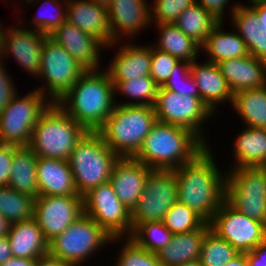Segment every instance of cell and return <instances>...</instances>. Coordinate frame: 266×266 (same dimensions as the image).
Wrapping results in <instances>:
<instances>
[{
    "label": "cell",
    "instance_id": "6da1fadb",
    "mask_svg": "<svg viewBox=\"0 0 266 266\" xmlns=\"http://www.w3.org/2000/svg\"><path fill=\"white\" fill-rule=\"evenodd\" d=\"M211 150L207 145L192 160L175 169L178 201L207 223L225 200L227 180L226 173L221 172L215 163Z\"/></svg>",
    "mask_w": 266,
    "mask_h": 266
},
{
    "label": "cell",
    "instance_id": "7a4b0ae2",
    "mask_svg": "<svg viewBox=\"0 0 266 266\" xmlns=\"http://www.w3.org/2000/svg\"><path fill=\"white\" fill-rule=\"evenodd\" d=\"M57 104L87 131H97L116 105L107 70H87Z\"/></svg>",
    "mask_w": 266,
    "mask_h": 266
},
{
    "label": "cell",
    "instance_id": "3957f363",
    "mask_svg": "<svg viewBox=\"0 0 266 266\" xmlns=\"http://www.w3.org/2000/svg\"><path fill=\"white\" fill-rule=\"evenodd\" d=\"M206 146L191 130L157 121L133 158L151 169L175 170Z\"/></svg>",
    "mask_w": 266,
    "mask_h": 266
},
{
    "label": "cell",
    "instance_id": "277c9868",
    "mask_svg": "<svg viewBox=\"0 0 266 266\" xmlns=\"http://www.w3.org/2000/svg\"><path fill=\"white\" fill-rule=\"evenodd\" d=\"M156 122L152 106L116 104L97 132L118 157L133 158Z\"/></svg>",
    "mask_w": 266,
    "mask_h": 266
},
{
    "label": "cell",
    "instance_id": "5b68a950",
    "mask_svg": "<svg viewBox=\"0 0 266 266\" xmlns=\"http://www.w3.org/2000/svg\"><path fill=\"white\" fill-rule=\"evenodd\" d=\"M86 132L57 103H51L34 126L29 147L38 157L68 161Z\"/></svg>",
    "mask_w": 266,
    "mask_h": 266
},
{
    "label": "cell",
    "instance_id": "8992f818",
    "mask_svg": "<svg viewBox=\"0 0 266 266\" xmlns=\"http://www.w3.org/2000/svg\"><path fill=\"white\" fill-rule=\"evenodd\" d=\"M118 156L97 131H87L72 150L68 163L79 195L110 181Z\"/></svg>",
    "mask_w": 266,
    "mask_h": 266
},
{
    "label": "cell",
    "instance_id": "52a82bcc",
    "mask_svg": "<svg viewBox=\"0 0 266 266\" xmlns=\"http://www.w3.org/2000/svg\"><path fill=\"white\" fill-rule=\"evenodd\" d=\"M122 240L112 238L91 217L82 214L61 235L48 242L47 255L71 266H82L81 263L104 245Z\"/></svg>",
    "mask_w": 266,
    "mask_h": 266
},
{
    "label": "cell",
    "instance_id": "ba28073f",
    "mask_svg": "<svg viewBox=\"0 0 266 266\" xmlns=\"http://www.w3.org/2000/svg\"><path fill=\"white\" fill-rule=\"evenodd\" d=\"M17 93L0 112V144L13 147L29 146L33 128L51 104L41 91ZM46 99V100H45Z\"/></svg>",
    "mask_w": 266,
    "mask_h": 266
},
{
    "label": "cell",
    "instance_id": "9c48e42d",
    "mask_svg": "<svg viewBox=\"0 0 266 266\" xmlns=\"http://www.w3.org/2000/svg\"><path fill=\"white\" fill-rule=\"evenodd\" d=\"M86 71L87 69L59 43L47 35L41 55V71L38 76L46 80L47 83L44 84L47 85V90L43 85L36 90L41 91L47 99L50 96L51 103H57Z\"/></svg>",
    "mask_w": 266,
    "mask_h": 266
},
{
    "label": "cell",
    "instance_id": "30bf717a",
    "mask_svg": "<svg viewBox=\"0 0 266 266\" xmlns=\"http://www.w3.org/2000/svg\"><path fill=\"white\" fill-rule=\"evenodd\" d=\"M225 200L249 218H266V172L262 167L226 170Z\"/></svg>",
    "mask_w": 266,
    "mask_h": 266
},
{
    "label": "cell",
    "instance_id": "8fae6325",
    "mask_svg": "<svg viewBox=\"0 0 266 266\" xmlns=\"http://www.w3.org/2000/svg\"><path fill=\"white\" fill-rule=\"evenodd\" d=\"M178 201L175 170L153 169L147 177L143 193L131 212L132 225L163 222L166 213Z\"/></svg>",
    "mask_w": 266,
    "mask_h": 266
},
{
    "label": "cell",
    "instance_id": "7c38bea8",
    "mask_svg": "<svg viewBox=\"0 0 266 266\" xmlns=\"http://www.w3.org/2000/svg\"><path fill=\"white\" fill-rule=\"evenodd\" d=\"M155 114L158 122L177 125L191 130L206 145L203 130L204 121L213 117L214 113L202 101L200 97L180 96L178 93L169 91L162 86L159 87L156 103L154 104ZM203 132V133H202ZM204 135V136H203Z\"/></svg>",
    "mask_w": 266,
    "mask_h": 266
},
{
    "label": "cell",
    "instance_id": "4fadbf2b",
    "mask_svg": "<svg viewBox=\"0 0 266 266\" xmlns=\"http://www.w3.org/2000/svg\"><path fill=\"white\" fill-rule=\"evenodd\" d=\"M83 206L84 214L91 217L112 238L130 236L131 212L120 201L110 182L96 186L86 193L83 196Z\"/></svg>",
    "mask_w": 266,
    "mask_h": 266
},
{
    "label": "cell",
    "instance_id": "5bb4252c",
    "mask_svg": "<svg viewBox=\"0 0 266 266\" xmlns=\"http://www.w3.org/2000/svg\"><path fill=\"white\" fill-rule=\"evenodd\" d=\"M211 231L239 253L250 252L264 241L263 223L239 212L226 200L209 222Z\"/></svg>",
    "mask_w": 266,
    "mask_h": 266
},
{
    "label": "cell",
    "instance_id": "9a60e30c",
    "mask_svg": "<svg viewBox=\"0 0 266 266\" xmlns=\"http://www.w3.org/2000/svg\"><path fill=\"white\" fill-rule=\"evenodd\" d=\"M82 214L81 195L37 196L34 201V218L48 242L61 235Z\"/></svg>",
    "mask_w": 266,
    "mask_h": 266
},
{
    "label": "cell",
    "instance_id": "2e32d148",
    "mask_svg": "<svg viewBox=\"0 0 266 266\" xmlns=\"http://www.w3.org/2000/svg\"><path fill=\"white\" fill-rule=\"evenodd\" d=\"M23 27L19 24V27L11 26L5 31L1 60L11 54L22 69L24 68L32 76L38 77L47 35L31 29V27L26 29V25Z\"/></svg>",
    "mask_w": 266,
    "mask_h": 266
},
{
    "label": "cell",
    "instance_id": "e0dca14e",
    "mask_svg": "<svg viewBox=\"0 0 266 266\" xmlns=\"http://www.w3.org/2000/svg\"><path fill=\"white\" fill-rule=\"evenodd\" d=\"M150 7L146 0H111L107 12L112 40L120 43L124 36L131 40L151 25Z\"/></svg>",
    "mask_w": 266,
    "mask_h": 266
},
{
    "label": "cell",
    "instance_id": "ac0fdd59",
    "mask_svg": "<svg viewBox=\"0 0 266 266\" xmlns=\"http://www.w3.org/2000/svg\"><path fill=\"white\" fill-rule=\"evenodd\" d=\"M152 170L131 157H119L114 163L109 182L120 201L130 212L137 206L148 174Z\"/></svg>",
    "mask_w": 266,
    "mask_h": 266
},
{
    "label": "cell",
    "instance_id": "d6986e66",
    "mask_svg": "<svg viewBox=\"0 0 266 266\" xmlns=\"http://www.w3.org/2000/svg\"><path fill=\"white\" fill-rule=\"evenodd\" d=\"M66 21L97 38L108 49L119 45L112 40L107 8L91 0H68Z\"/></svg>",
    "mask_w": 266,
    "mask_h": 266
},
{
    "label": "cell",
    "instance_id": "ffe728a7",
    "mask_svg": "<svg viewBox=\"0 0 266 266\" xmlns=\"http://www.w3.org/2000/svg\"><path fill=\"white\" fill-rule=\"evenodd\" d=\"M59 43L77 62L87 70H98L101 64V49L105 46L95 37L86 34L78 27L63 22L50 35Z\"/></svg>",
    "mask_w": 266,
    "mask_h": 266
},
{
    "label": "cell",
    "instance_id": "44dd1931",
    "mask_svg": "<svg viewBox=\"0 0 266 266\" xmlns=\"http://www.w3.org/2000/svg\"><path fill=\"white\" fill-rule=\"evenodd\" d=\"M131 42L129 44L126 42L127 44L124 43L118 48V52L106 68L112 82L150 76L152 46H142V44L138 46L135 42L132 44Z\"/></svg>",
    "mask_w": 266,
    "mask_h": 266
},
{
    "label": "cell",
    "instance_id": "7402d4cb",
    "mask_svg": "<svg viewBox=\"0 0 266 266\" xmlns=\"http://www.w3.org/2000/svg\"><path fill=\"white\" fill-rule=\"evenodd\" d=\"M190 70L198 87L199 97L213 113H216L219 104L227 101L232 104L234 93L216 63H197V60H194Z\"/></svg>",
    "mask_w": 266,
    "mask_h": 266
},
{
    "label": "cell",
    "instance_id": "603a6c76",
    "mask_svg": "<svg viewBox=\"0 0 266 266\" xmlns=\"http://www.w3.org/2000/svg\"><path fill=\"white\" fill-rule=\"evenodd\" d=\"M217 66L233 93L266 85V62L250 54L221 61Z\"/></svg>",
    "mask_w": 266,
    "mask_h": 266
},
{
    "label": "cell",
    "instance_id": "cb8c5ba5",
    "mask_svg": "<svg viewBox=\"0 0 266 266\" xmlns=\"http://www.w3.org/2000/svg\"><path fill=\"white\" fill-rule=\"evenodd\" d=\"M38 196L79 195L68 161L38 157Z\"/></svg>",
    "mask_w": 266,
    "mask_h": 266
},
{
    "label": "cell",
    "instance_id": "d4e9b609",
    "mask_svg": "<svg viewBox=\"0 0 266 266\" xmlns=\"http://www.w3.org/2000/svg\"><path fill=\"white\" fill-rule=\"evenodd\" d=\"M7 237L13 257L37 260L48 254V241L34 217L12 223Z\"/></svg>",
    "mask_w": 266,
    "mask_h": 266
},
{
    "label": "cell",
    "instance_id": "484cf974",
    "mask_svg": "<svg viewBox=\"0 0 266 266\" xmlns=\"http://www.w3.org/2000/svg\"><path fill=\"white\" fill-rule=\"evenodd\" d=\"M210 230V224L206 222L197 230L173 234L171 241L156 253L159 262L163 266H178L198 260L203 240Z\"/></svg>",
    "mask_w": 266,
    "mask_h": 266
},
{
    "label": "cell",
    "instance_id": "4316f807",
    "mask_svg": "<svg viewBox=\"0 0 266 266\" xmlns=\"http://www.w3.org/2000/svg\"><path fill=\"white\" fill-rule=\"evenodd\" d=\"M233 142L235 161L231 169L263 167L266 164V129L246 126Z\"/></svg>",
    "mask_w": 266,
    "mask_h": 266
},
{
    "label": "cell",
    "instance_id": "83f0119b",
    "mask_svg": "<svg viewBox=\"0 0 266 266\" xmlns=\"http://www.w3.org/2000/svg\"><path fill=\"white\" fill-rule=\"evenodd\" d=\"M37 160L38 156L29 146L14 147L8 186L36 198L38 196Z\"/></svg>",
    "mask_w": 266,
    "mask_h": 266
},
{
    "label": "cell",
    "instance_id": "f1b7e54d",
    "mask_svg": "<svg viewBox=\"0 0 266 266\" xmlns=\"http://www.w3.org/2000/svg\"><path fill=\"white\" fill-rule=\"evenodd\" d=\"M223 24L224 22L220 21L201 46V51L207 52V61L216 64L227 59L244 57L249 54L245 42L237 32H225Z\"/></svg>",
    "mask_w": 266,
    "mask_h": 266
},
{
    "label": "cell",
    "instance_id": "f546056e",
    "mask_svg": "<svg viewBox=\"0 0 266 266\" xmlns=\"http://www.w3.org/2000/svg\"><path fill=\"white\" fill-rule=\"evenodd\" d=\"M156 26L159 29L157 45H153L156 49L167 52L180 61L192 63L198 59L201 46L185 35L174 23H162Z\"/></svg>",
    "mask_w": 266,
    "mask_h": 266
},
{
    "label": "cell",
    "instance_id": "4dcf8cb0",
    "mask_svg": "<svg viewBox=\"0 0 266 266\" xmlns=\"http://www.w3.org/2000/svg\"><path fill=\"white\" fill-rule=\"evenodd\" d=\"M231 105L245 126L266 129V85L234 93Z\"/></svg>",
    "mask_w": 266,
    "mask_h": 266
},
{
    "label": "cell",
    "instance_id": "1f68e13d",
    "mask_svg": "<svg viewBox=\"0 0 266 266\" xmlns=\"http://www.w3.org/2000/svg\"><path fill=\"white\" fill-rule=\"evenodd\" d=\"M220 22L210 11L198 3L186 8L174 24L188 37L202 46L212 29Z\"/></svg>",
    "mask_w": 266,
    "mask_h": 266
},
{
    "label": "cell",
    "instance_id": "d6a6232c",
    "mask_svg": "<svg viewBox=\"0 0 266 266\" xmlns=\"http://www.w3.org/2000/svg\"><path fill=\"white\" fill-rule=\"evenodd\" d=\"M114 85L115 95L120 92L121 95H125L134 99L125 102H116L120 105H138V106H152L156 103L159 86L154 82L150 76H142L135 78V80H126L121 82H112ZM117 91V92H116ZM138 100V101H137Z\"/></svg>",
    "mask_w": 266,
    "mask_h": 266
},
{
    "label": "cell",
    "instance_id": "836d02e7",
    "mask_svg": "<svg viewBox=\"0 0 266 266\" xmlns=\"http://www.w3.org/2000/svg\"><path fill=\"white\" fill-rule=\"evenodd\" d=\"M35 198L11 189L0 187V214L11 224L34 217Z\"/></svg>",
    "mask_w": 266,
    "mask_h": 266
},
{
    "label": "cell",
    "instance_id": "e575fe53",
    "mask_svg": "<svg viewBox=\"0 0 266 266\" xmlns=\"http://www.w3.org/2000/svg\"><path fill=\"white\" fill-rule=\"evenodd\" d=\"M172 235L163 222H148L132 225L128 238L137 246L156 254L171 241Z\"/></svg>",
    "mask_w": 266,
    "mask_h": 266
},
{
    "label": "cell",
    "instance_id": "d590c367",
    "mask_svg": "<svg viewBox=\"0 0 266 266\" xmlns=\"http://www.w3.org/2000/svg\"><path fill=\"white\" fill-rule=\"evenodd\" d=\"M239 254L226 240L210 230L203 240L199 260L202 266H224Z\"/></svg>",
    "mask_w": 266,
    "mask_h": 266
},
{
    "label": "cell",
    "instance_id": "8d00e7d4",
    "mask_svg": "<svg viewBox=\"0 0 266 266\" xmlns=\"http://www.w3.org/2000/svg\"><path fill=\"white\" fill-rule=\"evenodd\" d=\"M230 8L231 24L236 29L237 34L242 38L247 47L248 53L252 55V37L261 28L257 12L250 6L244 4H234Z\"/></svg>",
    "mask_w": 266,
    "mask_h": 266
},
{
    "label": "cell",
    "instance_id": "74e56055",
    "mask_svg": "<svg viewBox=\"0 0 266 266\" xmlns=\"http://www.w3.org/2000/svg\"><path fill=\"white\" fill-rule=\"evenodd\" d=\"M163 223L172 234H181L201 228L206 221L195 211L177 201L166 213Z\"/></svg>",
    "mask_w": 266,
    "mask_h": 266
},
{
    "label": "cell",
    "instance_id": "f35d334b",
    "mask_svg": "<svg viewBox=\"0 0 266 266\" xmlns=\"http://www.w3.org/2000/svg\"><path fill=\"white\" fill-rule=\"evenodd\" d=\"M40 1L42 2L44 1V3H42L40 10L42 12L44 10L46 11H44V13L40 12L37 16L33 18V20L31 21V25L33 26L31 27L34 28V30L36 31L42 32L46 35H50L57 27H59L63 22L66 21L68 0H61V1L60 0H40ZM48 7H49V10H50V7L54 8V10L52 9L51 11H55V12H52L51 14H50V11L47 12Z\"/></svg>",
    "mask_w": 266,
    "mask_h": 266
},
{
    "label": "cell",
    "instance_id": "ab89813d",
    "mask_svg": "<svg viewBox=\"0 0 266 266\" xmlns=\"http://www.w3.org/2000/svg\"><path fill=\"white\" fill-rule=\"evenodd\" d=\"M191 63L186 61H179L173 67V71L163 88L178 93L180 96H194L199 97L198 87L191 74Z\"/></svg>",
    "mask_w": 266,
    "mask_h": 266
},
{
    "label": "cell",
    "instance_id": "60d3db41",
    "mask_svg": "<svg viewBox=\"0 0 266 266\" xmlns=\"http://www.w3.org/2000/svg\"><path fill=\"white\" fill-rule=\"evenodd\" d=\"M123 243L115 266H163L155 253L137 246L130 238L125 237Z\"/></svg>",
    "mask_w": 266,
    "mask_h": 266
},
{
    "label": "cell",
    "instance_id": "b9f144b4",
    "mask_svg": "<svg viewBox=\"0 0 266 266\" xmlns=\"http://www.w3.org/2000/svg\"><path fill=\"white\" fill-rule=\"evenodd\" d=\"M151 3V22L153 24L174 23L179 15L195 0H154ZM153 4V5H152Z\"/></svg>",
    "mask_w": 266,
    "mask_h": 266
},
{
    "label": "cell",
    "instance_id": "7bdbcfd3",
    "mask_svg": "<svg viewBox=\"0 0 266 266\" xmlns=\"http://www.w3.org/2000/svg\"><path fill=\"white\" fill-rule=\"evenodd\" d=\"M179 61L169 53L156 49L152 44L150 77L159 87L163 86Z\"/></svg>",
    "mask_w": 266,
    "mask_h": 266
},
{
    "label": "cell",
    "instance_id": "ee69618b",
    "mask_svg": "<svg viewBox=\"0 0 266 266\" xmlns=\"http://www.w3.org/2000/svg\"><path fill=\"white\" fill-rule=\"evenodd\" d=\"M4 60H0V112L7 106L9 101L17 94L13 79L5 70Z\"/></svg>",
    "mask_w": 266,
    "mask_h": 266
},
{
    "label": "cell",
    "instance_id": "f6af8a7d",
    "mask_svg": "<svg viewBox=\"0 0 266 266\" xmlns=\"http://www.w3.org/2000/svg\"><path fill=\"white\" fill-rule=\"evenodd\" d=\"M14 147L0 144V187L8 186Z\"/></svg>",
    "mask_w": 266,
    "mask_h": 266
},
{
    "label": "cell",
    "instance_id": "bcb514c9",
    "mask_svg": "<svg viewBox=\"0 0 266 266\" xmlns=\"http://www.w3.org/2000/svg\"><path fill=\"white\" fill-rule=\"evenodd\" d=\"M229 1L231 0H195L196 3L210 11L220 21L224 20V13Z\"/></svg>",
    "mask_w": 266,
    "mask_h": 266
},
{
    "label": "cell",
    "instance_id": "7dc6e473",
    "mask_svg": "<svg viewBox=\"0 0 266 266\" xmlns=\"http://www.w3.org/2000/svg\"><path fill=\"white\" fill-rule=\"evenodd\" d=\"M246 260L248 266H266V241L264 240L247 252Z\"/></svg>",
    "mask_w": 266,
    "mask_h": 266
},
{
    "label": "cell",
    "instance_id": "c3c4849f",
    "mask_svg": "<svg viewBox=\"0 0 266 266\" xmlns=\"http://www.w3.org/2000/svg\"><path fill=\"white\" fill-rule=\"evenodd\" d=\"M252 56L266 62V30L260 28L252 37Z\"/></svg>",
    "mask_w": 266,
    "mask_h": 266
},
{
    "label": "cell",
    "instance_id": "681fc988",
    "mask_svg": "<svg viewBox=\"0 0 266 266\" xmlns=\"http://www.w3.org/2000/svg\"><path fill=\"white\" fill-rule=\"evenodd\" d=\"M250 6L257 12L262 30H266V0L249 1Z\"/></svg>",
    "mask_w": 266,
    "mask_h": 266
},
{
    "label": "cell",
    "instance_id": "f907efd6",
    "mask_svg": "<svg viewBox=\"0 0 266 266\" xmlns=\"http://www.w3.org/2000/svg\"><path fill=\"white\" fill-rule=\"evenodd\" d=\"M13 257L7 235L0 237V266Z\"/></svg>",
    "mask_w": 266,
    "mask_h": 266
},
{
    "label": "cell",
    "instance_id": "816d5d0a",
    "mask_svg": "<svg viewBox=\"0 0 266 266\" xmlns=\"http://www.w3.org/2000/svg\"><path fill=\"white\" fill-rule=\"evenodd\" d=\"M36 262L35 259L11 257L1 266H35Z\"/></svg>",
    "mask_w": 266,
    "mask_h": 266
},
{
    "label": "cell",
    "instance_id": "f5cc1de1",
    "mask_svg": "<svg viewBox=\"0 0 266 266\" xmlns=\"http://www.w3.org/2000/svg\"><path fill=\"white\" fill-rule=\"evenodd\" d=\"M35 266H71V265L65 262H62L61 260L54 259L47 255L45 257L37 259Z\"/></svg>",
    "mask_w": 266,
    "mask_h": 266
},
{
    "label": "cell",
    "instance_id": "db71d44e",
    "mask_svg": "<svg viewBox=\"0 0 266 266\" xmlns=\"http://www.w3.org/2000/svg\"><path fill=\"white\" fill-rule=\"evenodd\" d=\"M224 266H248L246 260V253H240L235 258L226 263Z\"/></svg>",
    "mask_w": 266,
    "mask_h": 266
},
{
    "label": "cell",
    "instance_id": "11a10c76",
    "mask_svg": "<svg viewBox=\"0 0 266 266\" xmlns=\"http://www.w3.org/2000/svg\"><path fill=\"white\" fill-rule=\"evenodd\" d=\"M11 223L0 214V237H3L9 233Z\"/></svg>",
    "mask_w": 266,
    "mask_h": 266
},
{
    "label": "cell",
    "instance_id": "9f6ffc18",
    "mask_svg": "<svg viewBox=\"0 0 266 266\" xmlns=\"http://www.w3.org/2000/svg\"><path fill=\"white\" fill-rule=\"evenodd\" d=\"M3 27L4 26L2 24H0V60H1L2 51H3L4 34H5V31H6V29L3 28Z\"/></svg>",
    "mask_w": 266,
    "mask_h": 266
},
{
    "label": "cell",
    "instance_id": "6f0895ef",
    "mask_svg": "<svg viewBox=\"0 0 266 266\" xmlns=\"http://www.w3.org/2000/svg\"><path fill=\"white\" fill-rule=\"evenodd\" d=\"M91 1H93L94 3H96L100 6L106 7V8L109 6V4L111 2V0H91Z\"/></svg>",
    "mask_w": 266,
    "mask_h": 266
},
{
    "label": "cell",
    "instance_id": "680465c9",
    "mask_svg": "<svg viewBox=\"0 0 266 266\" xmlns=\"http://www.w3.org/2000/svg\"><path fill=\"white\" fill-rule=\"evenodd\" d=\"M178 266H202V265H201L200 260L198 259V260H194L191 262H186V263L180 264Z\"/></svg>",
    "mask_w": 266,
    "mask_h": 266
},
{
    "label": "cell",
    "instance_id": "91938a15",
    "mask_svg": "<svg viewBox=\"0 0 266 266\" xmlns=\"http://www.w3.org/2000/svg\"><path fill=\"white\" fill-rule=\"evenodd\" d=\"M264 240L266 241V218L263 222Z\"/></svg>",
    "mask_w": 266,
    "mask_h": 266
},
{
    "label": "cell",
    "instance_id": "94428289",
    "mask_svg": "<svg viewBox=\"0 0 266 266\" xmlns=\"http://www.w3.org/2000/svg\"><path fill=\"white\" fill-rule=\"evenodd\" d=\"M25 1V3H26V5L28 4H31L32 2H33V4H36V3H34V1L36 2V1H39V0H24Z\"/></svg>",
    "mask_w": 266,
    "mask_h": 266
},
{
    "label": "cell",
    "instance_id": "6125c7cd",
    "mask_svg": "<svg viewBox=\"0 0 266 266\" xmlns=\"http://www.w3.org/2000/svg\"><path fill=\"white\" fill-rule=\"evenodd\" d=\"M264 169V171L266 172V164L262 167Z\"/></svg>",
    "mask_w": 266,
    "mask_h": 266
}]
</instances>
